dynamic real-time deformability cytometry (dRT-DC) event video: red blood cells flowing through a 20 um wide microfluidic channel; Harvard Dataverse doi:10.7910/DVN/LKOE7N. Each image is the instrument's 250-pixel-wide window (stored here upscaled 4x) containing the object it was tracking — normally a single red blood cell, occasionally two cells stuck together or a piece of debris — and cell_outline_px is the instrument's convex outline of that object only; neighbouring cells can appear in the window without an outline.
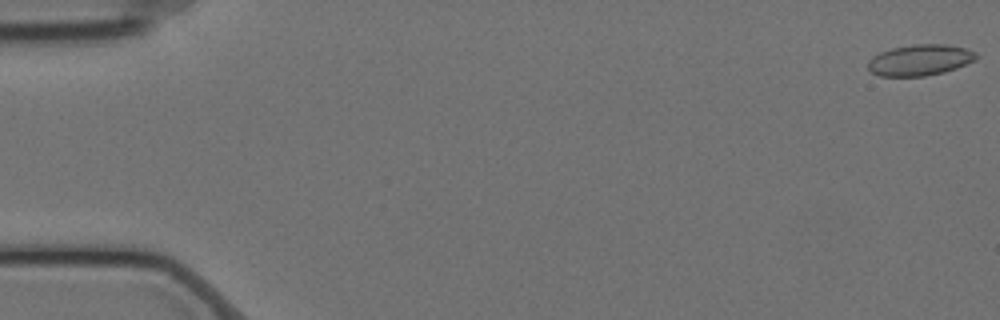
{"species": "Egyptian fruit bat (a non-hibernating species)", "species_latin": "Rousettus aegyptiacus", "temperature_condition": "cold", "stored_images_in_passage": 11, "camera_frame_rate_fps": 3000, "um_per_image_px": 0.085, "animal": {"sex": "female"}, "frame": {"image": 1, "passage_image": 1, "time_ms": 0.0, "image_size_px": [1000, 320], "cell_outline_px": [[980, 56], [976, 60], [956, 68], [944, 72], [924, 76], [880, 76], [872, 72], [868, 68], [868, 60], [872, 56], [880, 52], [892, 48], [912, 44], [944, 44], [964, 48], [976, 52]], "centroid_in_image_um": [78.2, 5.1], "position_along_channel_um": 6.8, "area_um2": 19.65}}